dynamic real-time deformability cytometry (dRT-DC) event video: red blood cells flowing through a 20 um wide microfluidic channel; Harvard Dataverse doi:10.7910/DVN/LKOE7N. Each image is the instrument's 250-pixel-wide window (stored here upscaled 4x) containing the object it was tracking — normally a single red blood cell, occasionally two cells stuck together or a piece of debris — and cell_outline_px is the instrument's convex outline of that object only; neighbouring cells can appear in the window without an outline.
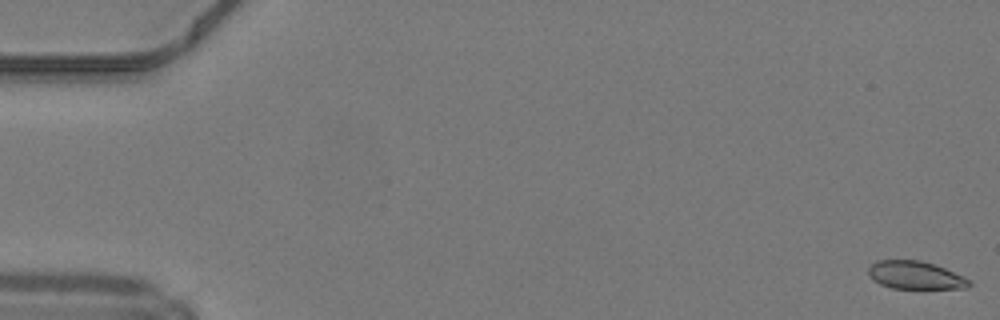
{"species": "common noctule bat (a hibernating species)", "species_latin": "Nyctalus noctula", "temperature_condition": "warm", "stored_images_in_passage": 11, "camera_frame_rate_fps": 3000, "um_per_image_px": 0.085, "animal": {"sex": "male", "body_mass_g": 19.2, "forearm_length_mm": 51.8}, "frame": {"image": 1, "passage_image": 1, "time_ms": 0.0, "image_size_px": [1000, 320], "cell_outline_px": [[972, 284], [968, 288], [892, 288], [880, 284], [872, 280], [868, 276], [868, 268], [876, 260], [920, 260], [944, 268], [964, 276], [972, 280]], "centroid_in_image_um": [77.8, 23.39], "position_along_channel_um": 7.2, "area_um2": 16.47}}